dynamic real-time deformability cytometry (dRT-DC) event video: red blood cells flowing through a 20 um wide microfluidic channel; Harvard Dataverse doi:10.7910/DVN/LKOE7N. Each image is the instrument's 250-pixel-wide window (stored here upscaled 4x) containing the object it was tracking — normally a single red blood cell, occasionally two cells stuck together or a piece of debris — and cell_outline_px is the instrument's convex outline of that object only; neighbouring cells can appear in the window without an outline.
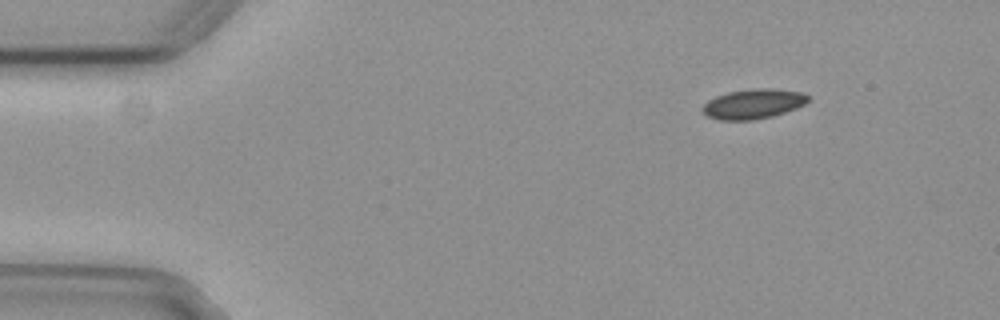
{"species": "common noctule bat (a hibernating species)", "species_latin": "Nyctalus noctula", "temperature_condition": "cold", "stored_images_in_passage": 49, "camera_frame_rate_fps": 3000, "um_per_image_px": 0.085, "animal": {"sex": "female", "body_mass_g": 29.2, "forearm_length_mm": 56.3}, "frame": {"image": 1, "passage_image": 1, "time_ms": 0.0, "image_size_px": [1000, 320], "cell_outline_px": [[808, 100], [804, 104], [796, 108], [772, 116], [752, 120], [720, 120], [708, 116], [704, 112], [704, 104], [708, 100], [716, 96], [728, 92], [752, 88], [772, 88], [800, 92], [808, 96]], "centroid_in_image_um": [64.03, 8.82], "position_along_channel_um": 21.0, "area_um2": 18.09}}
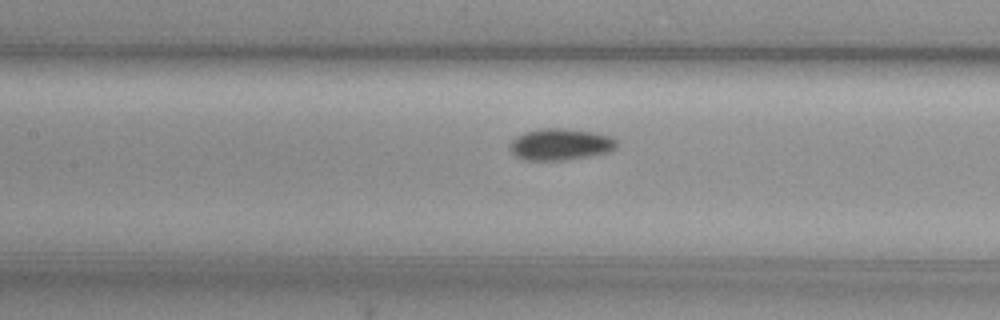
{"frame": {"image": 2, "passage_image": 19, "time_ms": 6.0, "image_size_px": [1000, 320], "cell_outline_px": [[616, 148], [608, 152], [592, 156], [564, 160], [524, 160], [516, 156], [512, 152], [512, 140], [516, 136], [524, 132], [540, 128], [564, 128], [596, 132], [612, 136], [616, 140]], "centroid_in_image_um": [47.67, 12.26], "position_along_channel_um": 159.7, "area_um2": 19.77}}
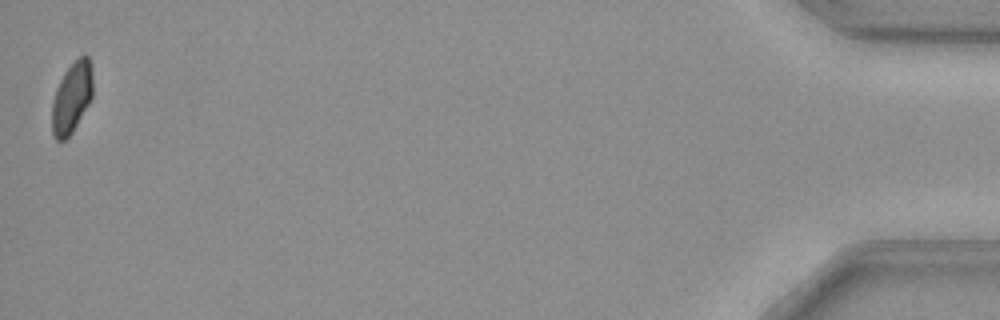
{"frame": {"image": 3, "passage_image": 49, "time_ms": 16.0, "image_size_px": [1000, 320], "cell_outline_px": [[92, 96], [88, 104], [72, 132], [64, 140], [56, 140], [52, 136], [52, 104], [56, 88], [64, 72], [80, 56], [88, 56], [92, 68]], "centroid_in_image_um": [6.09, 8.3], "position_along_channel_um": 429.1, "area_um2": 16.65}, "authors_computed_cell_mechanics": {"area_um2": 18.496, "velocity_mm_per_s": 3.7073, "shape_relaxation_time_tau1_ms": 4.2266, "shape_relaxation_time_tau2_ms": null, "deformation_change_tau1": 0.0674, "deformation_change_tau2": null}}